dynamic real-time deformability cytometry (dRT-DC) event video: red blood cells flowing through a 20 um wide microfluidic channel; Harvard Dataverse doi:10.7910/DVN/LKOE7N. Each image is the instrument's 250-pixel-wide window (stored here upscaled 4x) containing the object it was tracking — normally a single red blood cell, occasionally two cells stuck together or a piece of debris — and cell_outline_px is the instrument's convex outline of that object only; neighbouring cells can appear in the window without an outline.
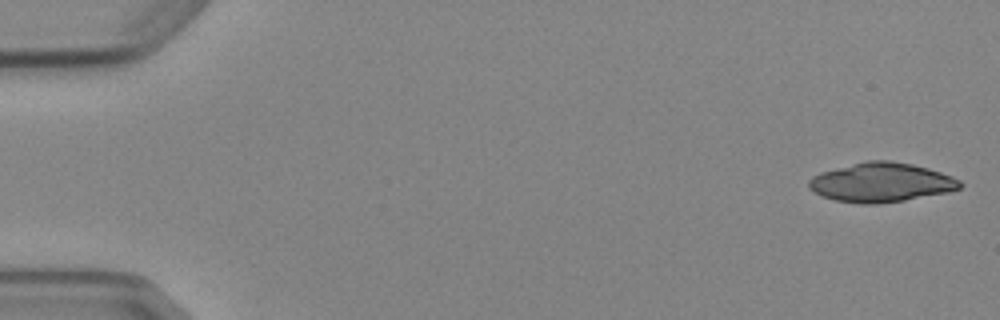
{"species": "Egyptian fruit bat (a non-hibernating species)", "species_latin": "Rousettus aegyptiacus", "temperature_condition": "cold", "stored_images_in_passage": 6, "camera_frame_rate_fps": 3000, "um_per_image_px": 0.085, "animal": {"sex": "female"}, "frame": {"image": 1, "passage_image": 1, "time_ms": 0.0, "image_size_px": [1000, 320], "cell_outline_px": [[964, 184], [960, 188], [948, 192], [904, 200], [880, 204], [860, 204], [836, 200], [820, 196], [808, 188], [808, 180], [812, 176], [820, 172], [868, 160], [888, 160], [912, 164], [928, 168], [952, 176], [960, 180]], "centroid_in_image_um": [74.89, 15.51], "position_along_channel_um": 10.1, "area_um2": 34.68}}
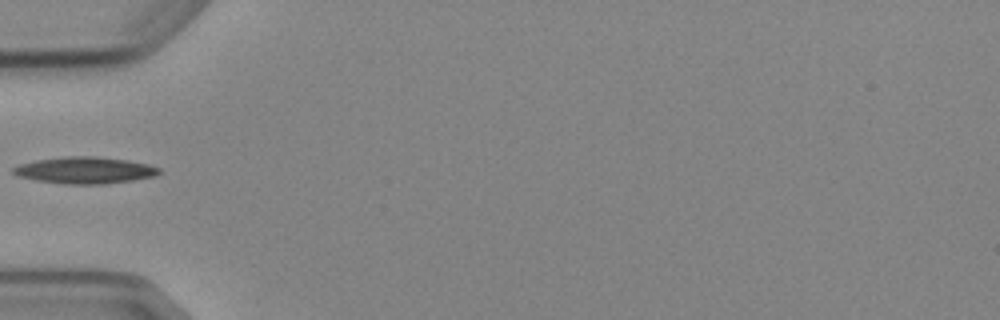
{"frame": {"image": 2, "passage_image": 5, "time_ms": 5.667, "image_size_px": [1000, 320], "cell_outline_px": [[160, 172], [156, 176], [132, 180], [104, 184], [64, 184], [36, 180], [20, 176], [12, 172], [12, 168], [20, 164], [36, 160], [64, 156], [96, 156], [128, 160], [148, 164], [160, 168]], "centroid_in_image_um": [7.23, 14.47], "position_along_channel_um": 77.8, "area_um2": 22.66}}
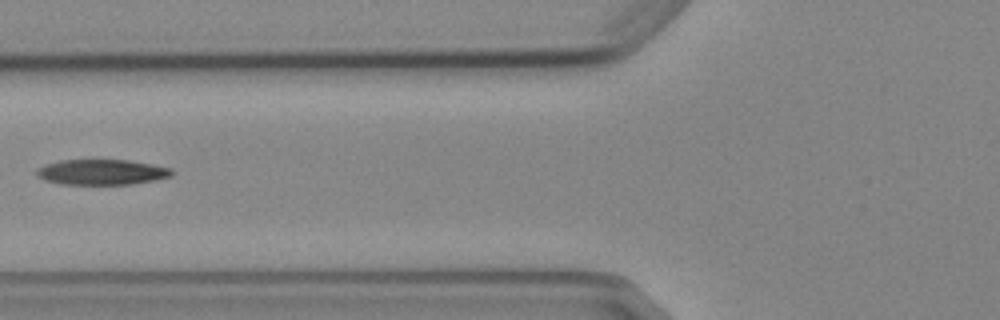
{"frame": {"image": 3, "passage_image": 6, "time_ms": 6.667, "image_size_px": [1000, 320], "cell_outline_px": [[172, 176], [156, 180], [132, 184], [60, 184], [44, 180], [36, 176], [36, 168], [44, 164], [60, 160], [128, 160], [172, 168]], "centroid_in_image_um": [8.61, 14.63], "position_along_channel_um": 117.2, "area_um2": 20.11}}